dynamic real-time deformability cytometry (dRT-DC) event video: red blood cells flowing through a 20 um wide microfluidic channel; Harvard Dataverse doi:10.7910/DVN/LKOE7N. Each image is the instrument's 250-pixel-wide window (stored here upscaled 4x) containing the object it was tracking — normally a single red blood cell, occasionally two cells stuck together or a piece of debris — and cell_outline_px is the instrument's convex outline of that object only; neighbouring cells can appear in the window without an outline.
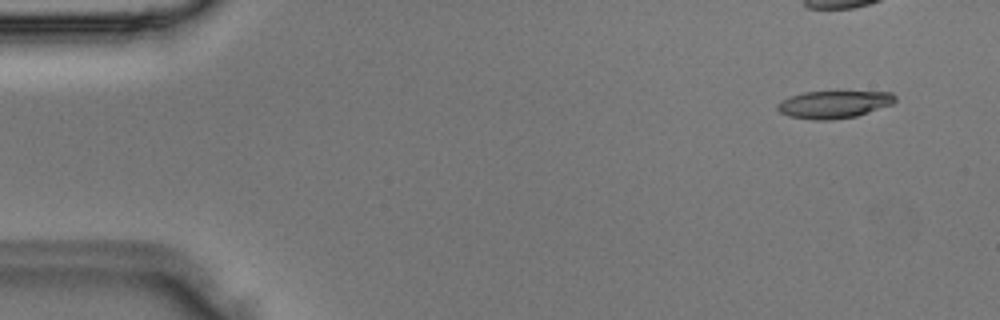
{"species": "Egyptian fruit bat (a non-hibernating species)", "species_latin": "Rousettus aegyptiacus", "temperature_condition": "room temperature", "stored_images_in_passage": 4, "camera_frame_rate_fps": 3000, "um_per_image_px": 0.085, "animal": {"sex": "male"}, "frame": {"image": 1, "passage_image": 1, "time_ms": 0.0, "image_size_px": [1000, 320], "cell_outline_px": [[896, 100], [892, 104], [856, 116], [832, 120], [812, 120], [788, 116], [780, 112], [776, 108], [776, 104], [792, 96], [804, 92], [836, 88], [892, 92], [896, 96]], "centroid_in_image_um": [70.93, 8.81], "position_along_channel_um": 14.1, "area_um2": 19.94}}